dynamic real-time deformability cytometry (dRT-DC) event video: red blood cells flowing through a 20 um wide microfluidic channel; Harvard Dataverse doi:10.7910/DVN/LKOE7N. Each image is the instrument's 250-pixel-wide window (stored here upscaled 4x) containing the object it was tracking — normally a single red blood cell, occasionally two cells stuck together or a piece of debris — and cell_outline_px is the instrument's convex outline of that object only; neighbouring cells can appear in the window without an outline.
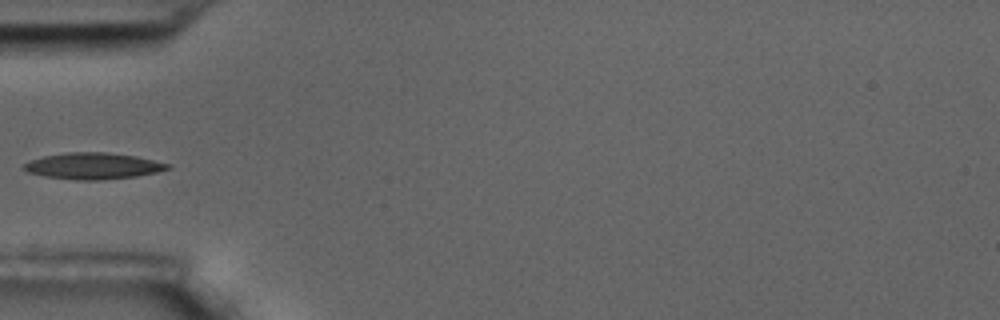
{"species": "common noctule bat (a hibernating species)", "species_latin": "Nyctalus noctula", "temperature_condition": "room temperature", "stored_images_in_passage": 40, "camera_frame_rate_fps": 3000, "um_per_image_px": 0.085, "animal": {"sex": "male", "body_mass_g": 17.5, "forearm_length_mm": 52.3}, "frame": {"image": 1, "passage_image": 1, "time_ms": 0.0, "image_size_px": [1000, 320], "cell_outline_px": [[172, 168], [156, 172], [136, 176], [100, 180], [76, 180], [44, 176], [28, 172], [24, 168], [24, 164], [28, 160], [44, 156], [68, 152], [108, 152], [136, 156], [172, 164]], "centroid_in_image_um": [7.94, 14.1], "position_along_channel_um": 77.1, "area_um2": 22.14}}
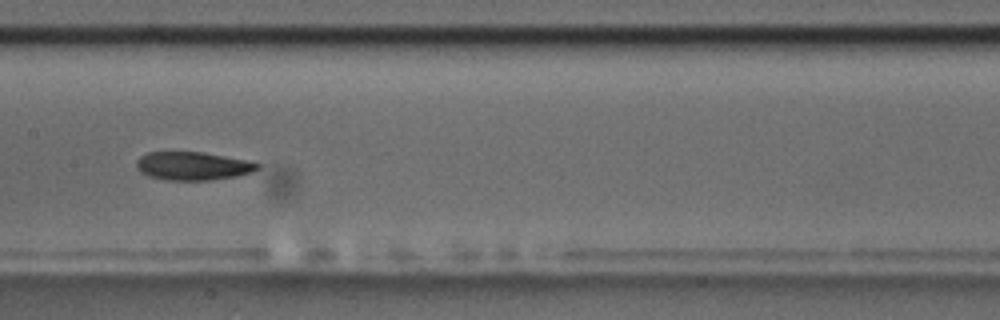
{"frame": {"image": 2, "passage_image": 11, "time_ms": 3.333, "image_size_px": [1000, 320], "cell_outline_px": [[260, 168], [252, 172], [236, 176], [212, 180], [164, 180], [148, 176], [140, 172], [136, 168], [136, 160], [140, 156], [148, 152], [204, 152], [244, 160], [260, 164]], "centroid_in_image_um": [16.35, 14.11], "position_along_channel_um": 191.1, "area_um2": 20.0}}
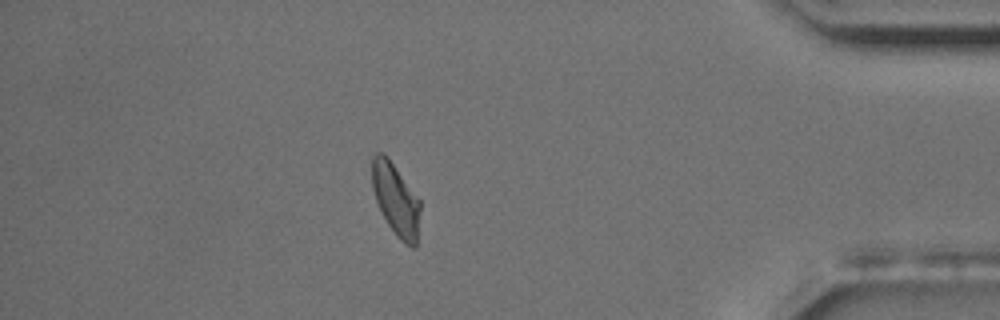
{"frame": {"image": 3, "passage_image": 33, "time_ms": 10.667, "image_size_px": [1000, 320], "cell_outline_px": [[420, 208], [416, 248], [412, 248], [400, 240], [396, 236], [388, 224], [376, 200], [372, 188], [372, 156], [376, 152], [384, 152], [388, 156], [420, 200]], "centroid_in_image_um": [33.64, 16.94], "position_along_channel_um": 401.6, "area_um2": 20.23}}